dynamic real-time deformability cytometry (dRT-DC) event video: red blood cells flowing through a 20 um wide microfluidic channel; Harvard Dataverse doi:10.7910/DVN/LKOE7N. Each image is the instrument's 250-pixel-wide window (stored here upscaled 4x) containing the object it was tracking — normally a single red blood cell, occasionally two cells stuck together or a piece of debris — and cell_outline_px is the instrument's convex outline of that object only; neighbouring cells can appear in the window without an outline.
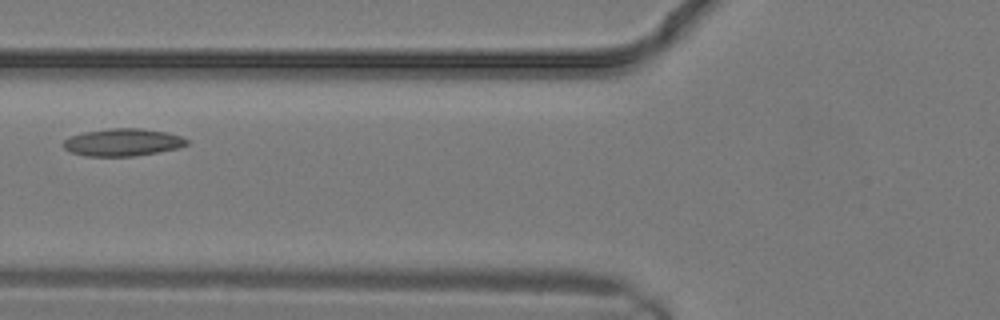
{"species": "common noctule bat (a hibernating species)", "species_latin": "Nyctalus noctula", "temperature_condition": "warm", "stored_images_in_passage": 10, "camera_frame_rate_fps": 3000, "um_per_image_px": 0.085, "animal": {"sex": "male", "body_mass_g": 19.2, "forearm_length_mm": 51.8}, "frame": {"image": 1, "passage_image": 9, "time_ms": 2.667, "image_size_px": [1000, 320], "cell_outline_px": [[188, 144], [180, 148], [132, 156], [84, 156], [72, 152], [64, 148], [64, 140], [72, 136], [84, 132], [112, 128], [140, 128], [164, 132], [180, 136], [188, 140]], "centroid_in_image_um": [10.44, 12.1], "position_along_channel_um": 115.4, "area_um2": 19.48}}